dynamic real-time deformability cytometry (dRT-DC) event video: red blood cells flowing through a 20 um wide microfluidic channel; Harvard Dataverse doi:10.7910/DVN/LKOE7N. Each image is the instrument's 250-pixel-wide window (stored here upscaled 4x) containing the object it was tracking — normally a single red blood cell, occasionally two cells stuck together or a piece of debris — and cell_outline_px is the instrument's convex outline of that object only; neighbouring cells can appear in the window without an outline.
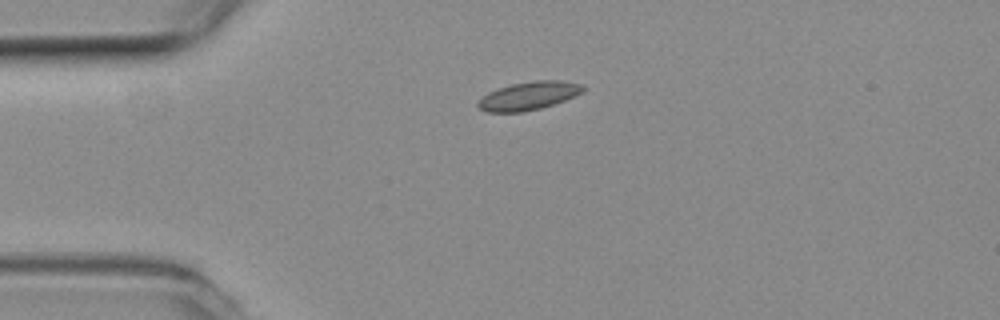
{"species": "common noctule bat (a hibernating species)", "species_latin": "Nyctalus noctula", "temperature_condition": "room temperature", "stored_images_in_passage": 6, "camera_frame_rate_fps": 3000, "um_per_image_px": 0.085, "animal": {"sex": "female", "body_mass_g": 19.3, "forearm_length_mm": 54.1}, "frame": {"image": 1, "passage_image": 1, "time_ms": 0.0, "image_size_px": [1000, 320], "cell_outline_px": [[584, 88], [580, 92], [564, 100], [540, 108], [520, 112], [488, 112], [480, 108], [476, 104], [488, 92], [512, 84], [536, 80], [560, 80], [580, 84]], "centroid_in_image_um": [44.9, 8.14], "position_along_channel_um": 40.1, "area_um2": 16.76}}
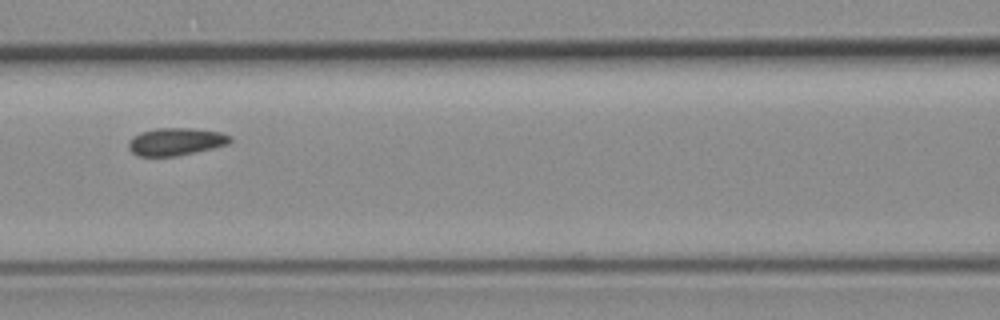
{"frame": {"image": 2, "passage_image": 4, "time_ms": 1.0, "image_size_px": [1000, 320], "cell_outline_px": [[232, 140], [228, 144], [176, 156], [136, 156], [128, 148], [128, 140], [132, 136], [140, 132], [156, 128], [192, 128], [220, 132], [232, 136]], "centroid_in_image_um": [14.9, 12.03], "position_along_channel_um": 151.7, "area_um2": 16.36}}
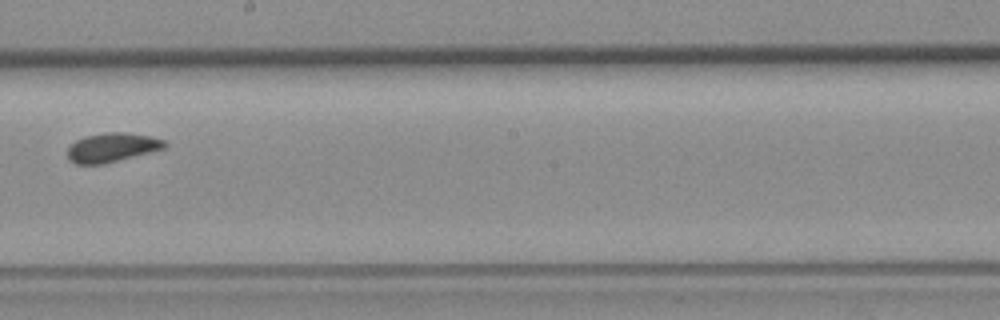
{"frame": {"image": 3, "passage_image": 6, "time_ms": 1.667, "image_size_px": [1000, 320], "cell_outline_px": [[168, 144], [164, 148], [104, 164], [76, 164], [68, 160], [68, 148], [76, 140], [84, 136], [108, 132], [124, 132], [148, 136], [164, 140]], "centroid_in_image_um": [9.49, 12.53], "position_along_channel_um": 238.7, "area_um2": 16.3}}